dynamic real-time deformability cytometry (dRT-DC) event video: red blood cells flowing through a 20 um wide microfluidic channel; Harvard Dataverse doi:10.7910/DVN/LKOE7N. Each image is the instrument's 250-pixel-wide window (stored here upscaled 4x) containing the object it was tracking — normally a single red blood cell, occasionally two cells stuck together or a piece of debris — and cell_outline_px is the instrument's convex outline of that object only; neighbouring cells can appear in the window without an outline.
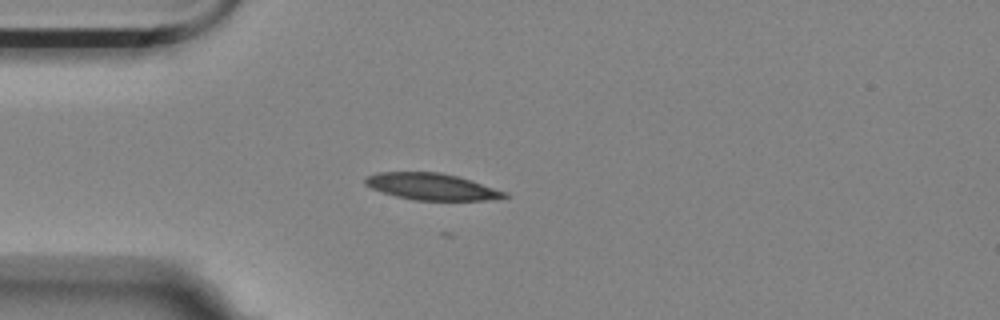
{"species": "Egyptian fruit bat (a non-hibernating species)", "species_latin": "Rousettus aegyptiacus", "temperature_condition": "room temperature", "stored_images_in_passage": 6, "camera_frame_rate_fps": 3000, "um_per_image_px": 0.085, "animal": {"sex": "female"}, "frame": {"image": 1, "passage_image": 1, "time_ms": 0.0, "image_size_px": [1000, 320], "cell_outline_px": [[512, 196], [496, 200], [416, 200], [396, 196], [372, 188], [364, 184], [364, 176], [380, 172], [440, 172], [472, 180], [508, 192]], "centroid_in_image_um": [36.76, 15.86], "position_along_channel_um": 48.2, "area_um2": 21.79}}
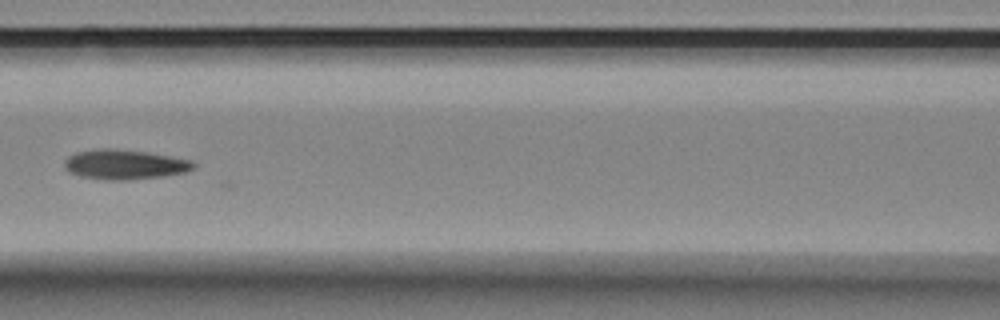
{"frame": {"image": 2, "passage_image": 4, "time_ms": 3.333, "image_size_px": [1000, 320], "cell_outline_px": [[196, 168], [188, 172], [164, 176], [128, 180], [104, 180], [80, 176], [68, 172], [64, 164], [64, 160], [68, 156], [76, 152], [100, 148], [116, 148], [148, 152], [172, 156], [192, 160], [196, 164]], "centroid_in_image_um": [10.63, 13.98], "position_along_channel_um": 156.0, "area_um2": 22.83}}
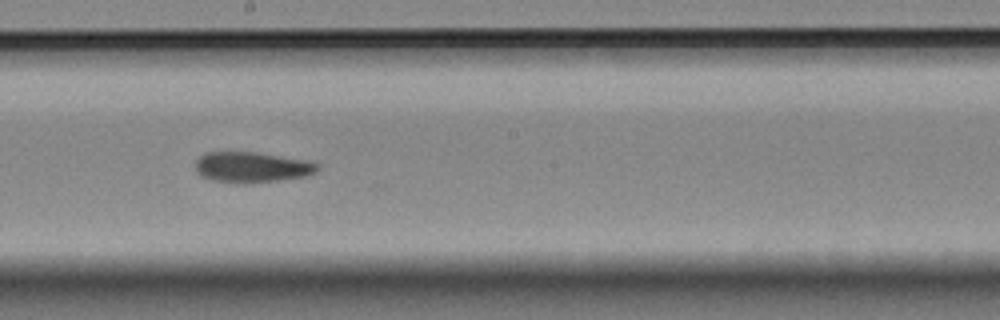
{"frame": {"image": 3, "passage_image": 6, "time_ms": 5.333, "image_size_px": [1000, 320], "cell_outline_px": [[320, 168], [316, 172], [308, 176], [244, 184], [212, 180], [200, 176], [196, 172], [196, 160], [200, 156], [208, 152], [256, 152], [312, 160], [320, 164]], "centroid_in_image_um": [21.46, 14.21], "position_along_channel_um": 226.7, "area_um2": 22.08}}